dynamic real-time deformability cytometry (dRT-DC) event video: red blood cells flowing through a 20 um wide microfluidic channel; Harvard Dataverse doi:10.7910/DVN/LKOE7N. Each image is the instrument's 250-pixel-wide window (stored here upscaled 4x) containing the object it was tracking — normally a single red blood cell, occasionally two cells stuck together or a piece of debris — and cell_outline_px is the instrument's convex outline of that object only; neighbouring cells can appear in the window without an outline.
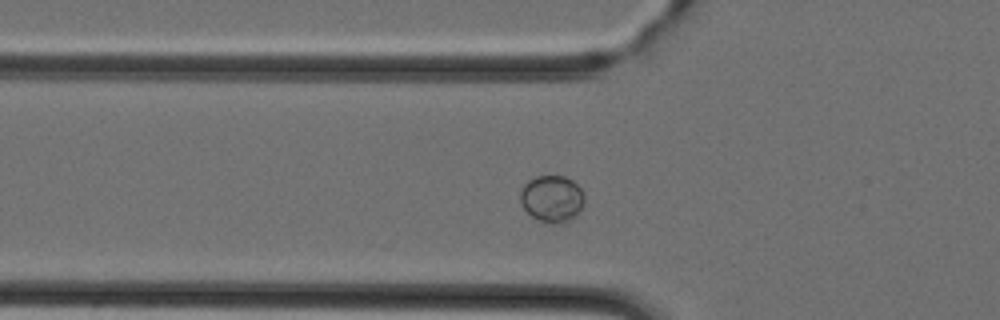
{"species": "Egyptian fruit bat (a non-hibernating species)", "species_latin": "Rousettus aegyptiacus", "temperature_condition": "cold", "stored_images_in_passage": 39, "camera_frame_rate_fps": 3000, "um_per_image_px": 0.085, "animal": {"sex": "female"}, "frame": {"image": 1, "passage_image": 8, "time_ms": 2.333, "image_size_px": [1000, 320], "cell_outline_px": [[584, 204], [568, 220], [556, 224], [552, 224], [540, 220], [532, 216], [520, 204], [520, 192], [524, 184], [528, 180], [536, 176], [564, 176], [572, 180], [580, 188], [584, 196]], "centroid_in_image_um": [46.88, 16.86], "position_along_channel_um": 78.9, "area_um2": 17.22}}
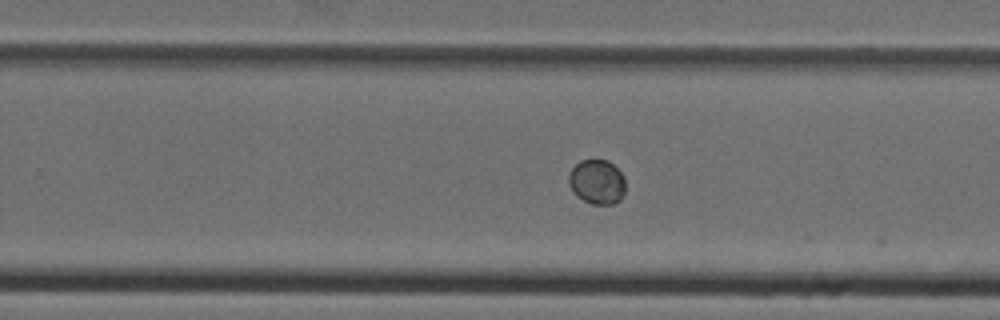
{"frame": {"image": 2, "passage_image": 22, "time_ms": 7.0, "image_size_px": [1000, 320], "cell_outline_px": [[624, 192], [620, 200], [612, 204], [592, 204], [576, 196], [572, 192], [568, 184], [568, 172], [580, 160], [608, 160], [624, 176]], "centroid_in_image_um": [50.71, 15.46], "position_along_channel_um": 279.1, "area_um2": 14.8}}
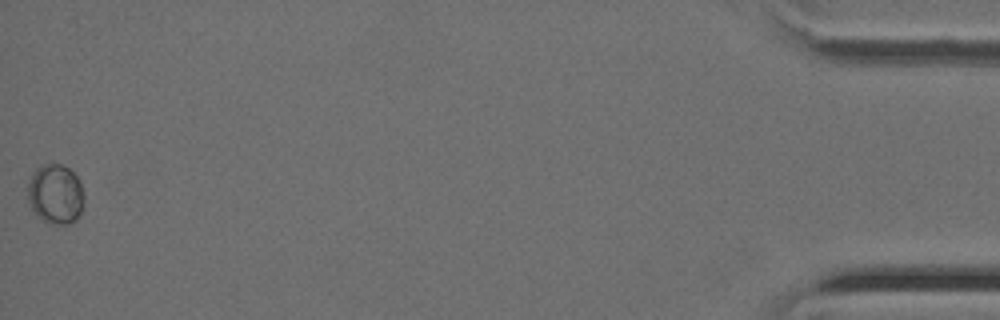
{"frame": {"image": 3, "passage_image": 39, "time_ms": 12.667, "image_size_px": [1000, 320], "cell_outline_px": [[84, 204], [80, 216], [76, 220], [68, 224], [48, 224], [36, 216], [28, 200], [28, 184], [32, 172], [36, 168], [48, 164], [60, 164], [68, 168], [80, 180], [84, 196]], "centroid_in_image_um": [4.73, 16.53], "position_along_channel_um": 430.5, "area_um2": 19.88}}